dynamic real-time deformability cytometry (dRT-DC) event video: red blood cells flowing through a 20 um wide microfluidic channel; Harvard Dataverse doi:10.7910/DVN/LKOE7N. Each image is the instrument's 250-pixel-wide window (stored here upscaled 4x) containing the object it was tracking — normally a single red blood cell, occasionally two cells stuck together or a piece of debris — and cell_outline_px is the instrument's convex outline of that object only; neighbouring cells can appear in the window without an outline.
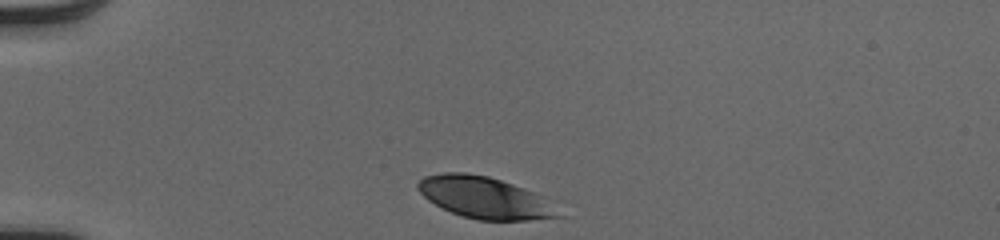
{"species": "human", "species_latin": "Homo sapiens", "temperature_condition": "cold", "stored_images_in_passage": 31, "camera_frame_rate_fps": 3000, "um_per_image_px": 0.085, "donor": {"sex": "male"}, "frame": {"image": 1, "passage_image": 1, "time_ms": 0.0, "image_size_px": [1000, 240], "cell_outline_px": [[564, 216], [528, 220], [480, 220], [464, 216], [452, 212], [428, 200], [416, 188], [416, 184], [424, 176], [444, 172], [468, 172], [488, 176], [548, 196]], "centroid_in_image_um": [41.27, 16.79], "position_along_channel_um": 43.7, "area_um2": 34.33}}
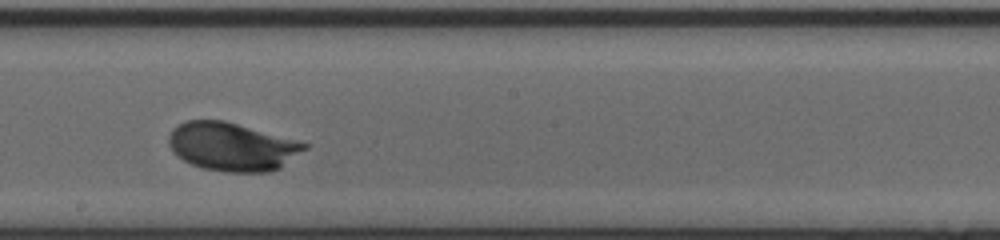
{"frame": {"image": 2, "passage_image": 18, "time_ms": 5.667, "image_size_px": [1000, 240], "cell_outline_px": [[308, 148], [280, 168], [272, 172], [224, 172], [204, 168], [192, 164], [184, 160], [172, 152], [168, 144], [168, 136], [172, 128], [176, 124], [184, 120], [224, 120], [296, 140], [308, 144]], "centroid_in_image_um": [19.7, 12.46], "position_along_channel_um": 228.5, "area_um2": 38.44}}
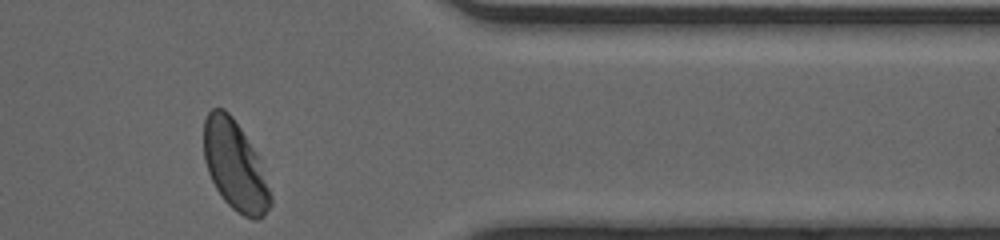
{"frame": {"image": 3, "passage_image": 31, "time_ms": 10.0, "image_size_px": [1000, 240], "cell_outline_px": [[272, 204], [264, 216], [256, 220], [252, 220], [236, 212], [224, 200], [216, 188], [208, 172], [204, 160], [204, 120], [208, 112], [212, 108], [224, 108], [232, 116], [240, 128], [252, 148], [256, 156], [272, 196]], "centroid_in_image_um": [19.95, 14.11], "position_along_channel_um": 391.5, "area_um2": 34.22}, "authors_computed_cell_mechanics": {"area_um2": 36.3562, "velocity_mm_per_s": 4.0207, "shape_relaxation_time_tau1_ms": 2.0988, "shape_relaxation_time_tau2_ms": null, "deformation_change_tau1": 0.1344, "deformation_change_tau2": null}}